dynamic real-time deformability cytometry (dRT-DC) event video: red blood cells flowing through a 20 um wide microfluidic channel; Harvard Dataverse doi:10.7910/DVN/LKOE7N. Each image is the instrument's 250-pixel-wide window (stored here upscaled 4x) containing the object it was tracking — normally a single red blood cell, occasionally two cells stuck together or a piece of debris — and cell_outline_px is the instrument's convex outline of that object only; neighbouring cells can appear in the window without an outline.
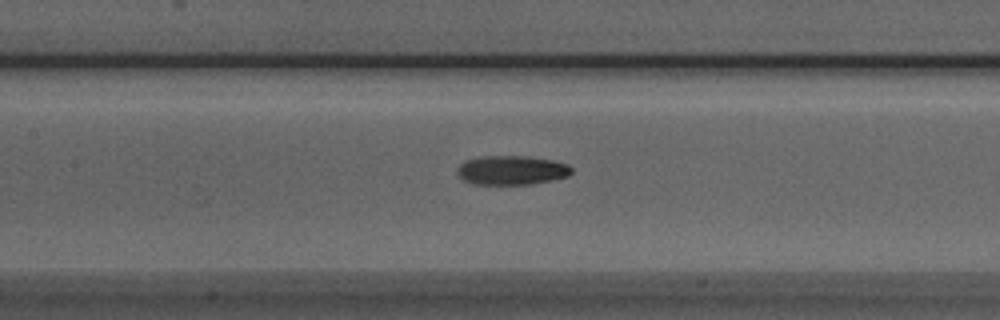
{"species": "Egyptian fruit bat (a non-hibernating species)", "species_latin": "Rousettus aegyptiacus", "temperature_condition": "room temperature", "stored_images_in_passage": 31, "camera_frame_rate_fps": 3000, "um_per_image_px": 0.085, "animal": {"sex": "male"}, "frame": {"image": 1, "passage_image": 8, "time_ms": 2.333, "image_size_px": [1000, 320], "cell_outline_px": [[572, 172], [568, 176], [552, 180], [532, 184], [476, 184], [464, 180], [456, 172], [456, 168], [464, 160], [480, 156], [524, 156], [552, 160], [568, 164], [572, 168]], "centroid_in_image_um": [43.47, 14.46], "position_along_channel_um": 163.9, "area_um2": 19.48}}
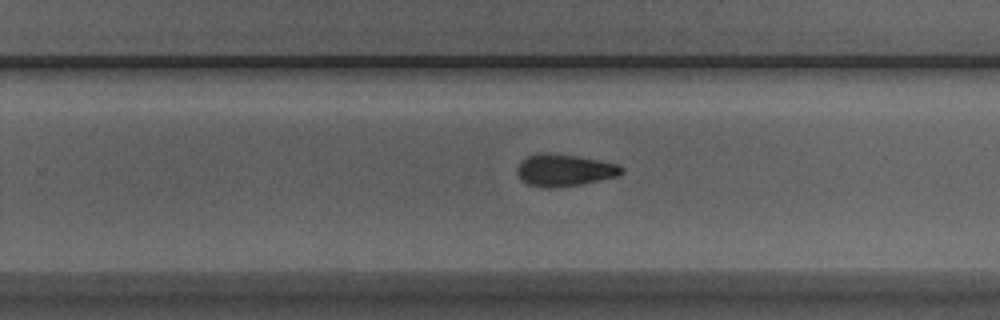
{"frame": {"image": 2, "passage_image": 17, "time_ms": 5.333, "image_size_px": [1000, 320], "cell_outline_px": [[624, 172], [616, 176], [580, 184], [556, 188], [544, 188], [528, 184], [520, 180], [516, 172], [516, 168], [528, 156], [540, 152], [548, 152], [576, 156], [616, 164], [624, 168]], "centroid_in_image_um": [47.92, 14.47], "position_along_channel_um": 281.9, "area_um2": 19.36}}
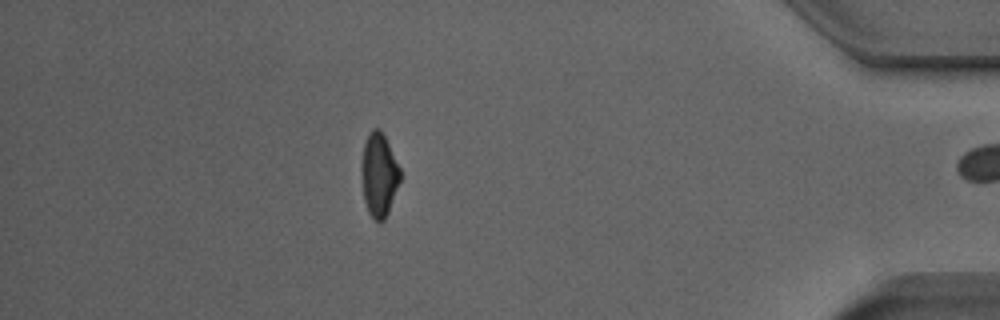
{"frame": {"image": 3, "passage_image": 30, "time_ms": 9.667, "image_size_px": [1000, 320], "cell_outline_px": [[400, 180], [388, 212], [384, 220], [376, 220], [368, 212], [364, 200], [364, 144], [372, 128], [380, 128], [400, 168]], "centroid_in_image_um": [32.26, 14.86], "position_along_channel_um": 402.9, "area_um2": 17.74}}